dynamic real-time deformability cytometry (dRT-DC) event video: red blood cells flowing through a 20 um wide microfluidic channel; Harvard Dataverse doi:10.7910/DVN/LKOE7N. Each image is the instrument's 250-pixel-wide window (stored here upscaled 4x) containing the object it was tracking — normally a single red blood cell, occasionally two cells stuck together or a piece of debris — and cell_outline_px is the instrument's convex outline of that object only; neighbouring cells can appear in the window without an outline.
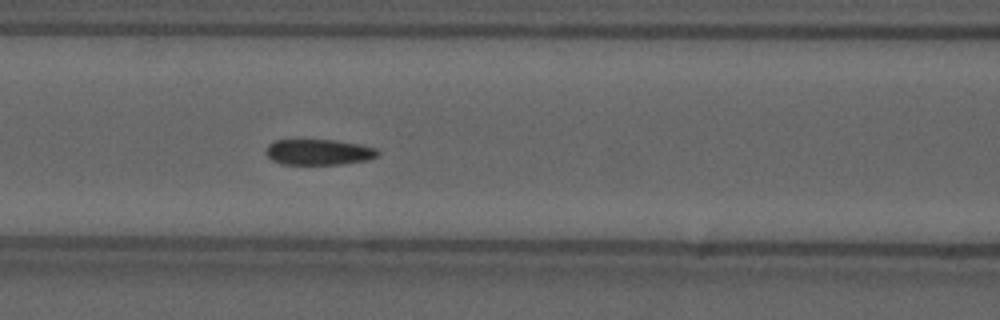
{"species": "common noctule bat (a hibernating species)", "species_latin": "Nyctalus noctula", "temperature_condition": "cold", "stored_images_in_passage": 40, "camera_frame_rate_fps": 3000, "um_per_image_px": 0.085, "animal": {"sex": "male", "forearm_length_mm": 52.5}, "frame": {"image": 1, "passage_image": 8, "time_ms": 2.333, "image_size_px": [1000, 320], "cell_outline_px": [[380, 152], [376, 156], [368, 160], [340, 164], [280, 164], [272, 160], [264, 152], [268, 144], [276, 140], [336, 140], [360, 144], [376, 148]], "centroid_in_image_um": [27.08, 12.92], "position_along_channel_um": 139.5, "area_um2": 16.82}, "authors_computed_cell_mechanics": {"area_um2": 17.0799, "velocity_mm_per_s": 3.6737, "shape_relaxation_time_tau1_ms": 8.4755, "shape_relaxation_time_tau2_ms": 2.8604, "deformation_change_tau1": 0.1386, "deformation_change_tau2": 0.0646}}